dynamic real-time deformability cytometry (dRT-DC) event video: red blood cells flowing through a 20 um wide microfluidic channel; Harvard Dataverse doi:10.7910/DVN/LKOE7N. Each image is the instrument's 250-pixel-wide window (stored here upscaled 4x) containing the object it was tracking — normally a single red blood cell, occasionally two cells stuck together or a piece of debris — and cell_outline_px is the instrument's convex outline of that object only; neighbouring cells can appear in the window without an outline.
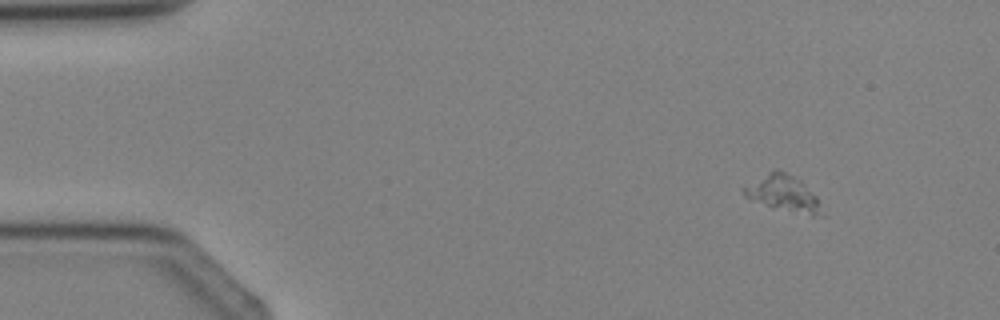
{"species": "Egyptian fruit bat (a non-hibernating species)", "species_latin": "Rousettus aegyptiacus", "temperature_condition": "cold", "stored_images_in_passage": 3, "camera_frame_rate_fps": 3000, "um_per_image_px": 0.085, "animal": {"sex": "female"}, "frame": {"image": 1, "passage_image": 1, "time_ms": 0.0, "image_size_px": [1000, 320], "cell_outline_px": [[824, 216], [812, 216], [772, 208], [752, 200], [744, 196], [740, 188], [744, 184], [776, 168], [800, 180], [816, 196]], "centroid_in_image_um": [66.52, 16.45], "position_along_channel_um": 18.5, "area_um2": 16.59}}
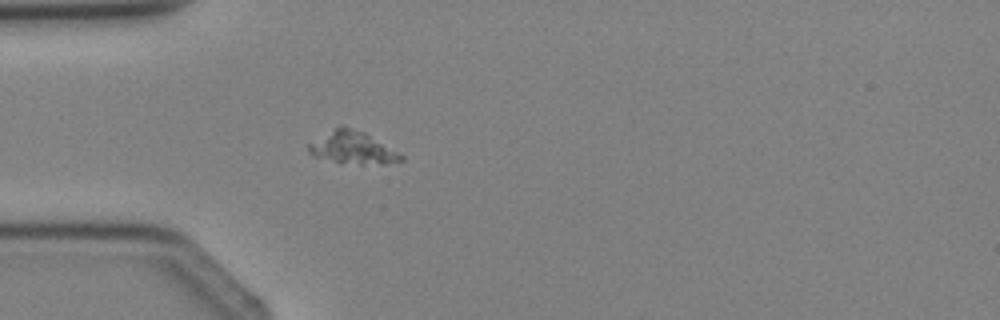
{"frame": {"image": 2, "passage_image": 3, "time_ms": 2.333, "image_size_px": [1000, 320], "cell_outline_px": [[404, 160], [384, 164], [340, 164], [312, 156], [308, 152], [308, 144], [340, 124], [364, 132], [404, 156]], "centroid_in_image_um": [29.93, 12.58], "position_along_channel_um": 55.1, "area_um2": 17.57}}